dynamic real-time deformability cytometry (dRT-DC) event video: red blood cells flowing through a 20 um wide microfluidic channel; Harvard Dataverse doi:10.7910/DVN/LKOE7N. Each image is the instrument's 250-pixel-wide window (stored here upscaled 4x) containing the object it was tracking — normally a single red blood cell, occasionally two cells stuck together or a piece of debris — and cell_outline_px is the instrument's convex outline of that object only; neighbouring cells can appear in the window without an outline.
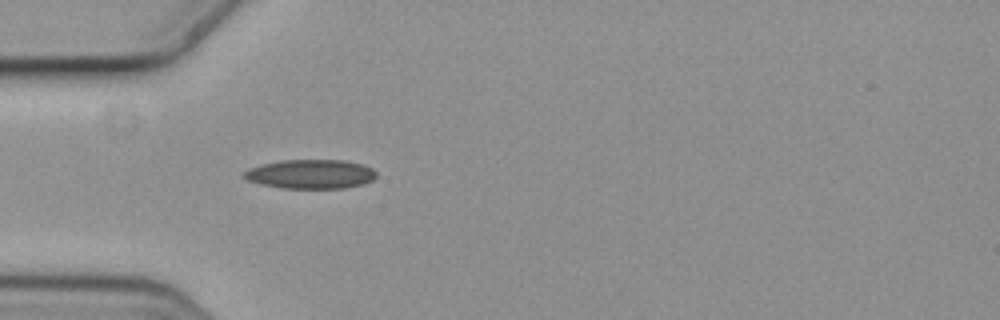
{"species": "common noctule bat (a hibernating species)", "species_latin": "Nyctalus noctula", "temperature_condition": "cold", "stored_images_in_passage": 6, "camera_frame_rate_fps": 3000, "um_per_image_px": 0.085, "animal": {"sex": "female", "body_mass_g": 19.3, "forearm_length_mm": 54.1}, "frame": {"image": 1, "passage_image": 6, "time_ms": 1.667, "image_size_px": [1000, 320], "cell_outline_px": [[376, 176], [372, 180], [364, 184], [344, 188], [280, 188], [260, 184], [248, 180], [244, 176], [244, 172], [248, 168], [280, 160], [344, 160], [360, 164], [372, 168], [376, 172]], "centroid_in_image_um": [26.41, 14.8], "position_along_channel_um": 58.6, "area_um2": 22.43}}